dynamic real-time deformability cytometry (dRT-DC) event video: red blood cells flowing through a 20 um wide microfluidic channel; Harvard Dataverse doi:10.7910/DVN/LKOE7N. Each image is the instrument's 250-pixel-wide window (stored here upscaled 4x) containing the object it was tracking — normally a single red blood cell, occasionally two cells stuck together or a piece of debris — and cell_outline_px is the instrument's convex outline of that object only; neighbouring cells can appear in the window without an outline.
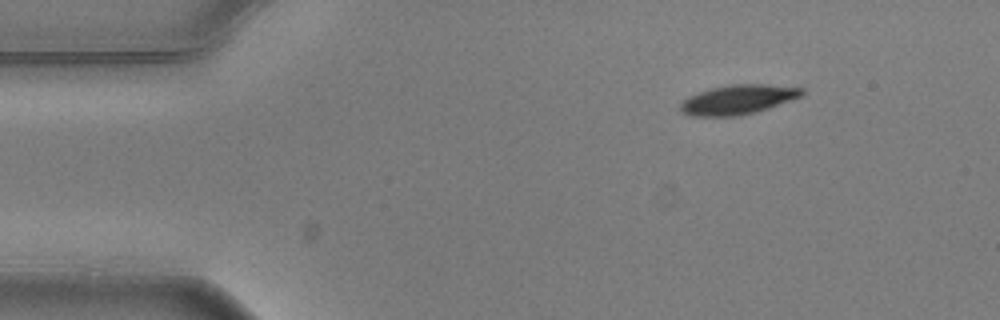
{"species": "common noctule bat (a hibernating species)", "species_latin": "Nyctalus noctula", "temperature_condition": "warm", "stored_images_in_passage": 4, "segment_of_instrument_passage": [2, 2], "camera_frame_rate_fps": 3000, "um_per_image_px": 0.085, "animal": {"sex": "male", "body_mass_g": 20.5, "forearm_length_mm": 52.5}, "frame": {"image": 1, "passage_image": 4, "time_ms": 1.0, "image_size_px": [1000, 320], "cell_outline_px": [[804, 96], [756, 112], [740, 116], [692, 116], [684, 112], [680, 108], [680, 104], [688, 96], [712, 88], [732, 84], [768, 84], [804, 88]], "centroid_in_image_um": [62.79, 8.46], "position_along_channel_um": 22.2, "area_um2": 20.87}}